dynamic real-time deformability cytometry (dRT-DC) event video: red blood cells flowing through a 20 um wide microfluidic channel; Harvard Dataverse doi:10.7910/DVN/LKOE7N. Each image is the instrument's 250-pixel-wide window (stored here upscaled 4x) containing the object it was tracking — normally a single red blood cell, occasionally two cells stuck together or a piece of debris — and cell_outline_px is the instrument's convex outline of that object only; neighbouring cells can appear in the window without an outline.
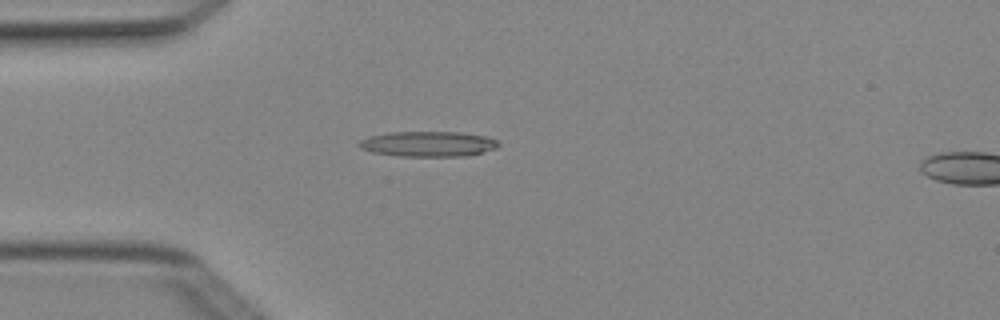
{"species": "Egyptian fruit bat (a non-hibernating species)", "species_latin": "Rousettus aegyptiacus", "temperature_condition": "cold", "stored_images_in_passage": 5, "camera_frame_rate_fps": 3000, "um_per_image_px": 0.085, "animal": {"sex": "female"}, "frame": {"image": 1, "passage_image": 4, "time_ms": 1.0, "image_size_px": [1000, 320], "cell_outline_px": [[500, 144], [496, 148], [464, 156], [400, 156], [372, 152], [360, 148], [356, 144], [360, 140], [368, 136], [388, 132], [460, 132], [488, 136], [496, 140]], "centroid_in_image_um": [36.35, 12.22], "position_along_channel_um": 48.6, "area_um2": 20.58}}